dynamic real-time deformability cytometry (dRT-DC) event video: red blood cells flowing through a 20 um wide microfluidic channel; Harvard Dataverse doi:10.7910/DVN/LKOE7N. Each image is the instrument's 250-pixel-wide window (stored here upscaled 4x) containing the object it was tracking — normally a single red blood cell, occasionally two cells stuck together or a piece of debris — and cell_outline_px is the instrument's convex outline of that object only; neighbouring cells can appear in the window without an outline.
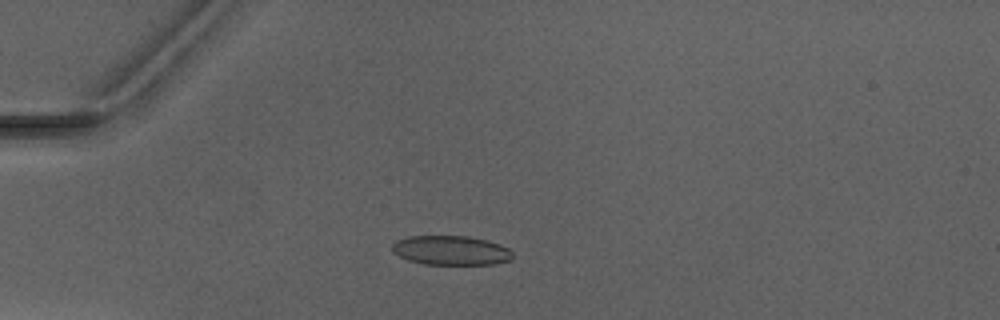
{"species": "Egyptian fruit bat (a non-hibernating species)", "species_latin": "Rousettus aegyptiacus", "temperature_condition": "warm", "stored_images_in_passage": 6, "camera_frame_rate_fps": 3000, "um_per_image_px": 0.085, "animal": {"sex": "male"}, "frame": {"image": 1, "passage_image": 4, "time_ms": 4.667, "image_size_px": [1000, 320], "cell_outline_px": [[512, 260], [492, 264], [424, 264], [408, 260], [392, 252], [392, 244], [396, 240], [408, 236], [468, 236], [488, 240], [500, 244], [508, 248], [512, 252]], "centroid_in_image_um": [38.33, 21.27], "position_along_channel_um": 46.7, "area_um2": 20.69}}
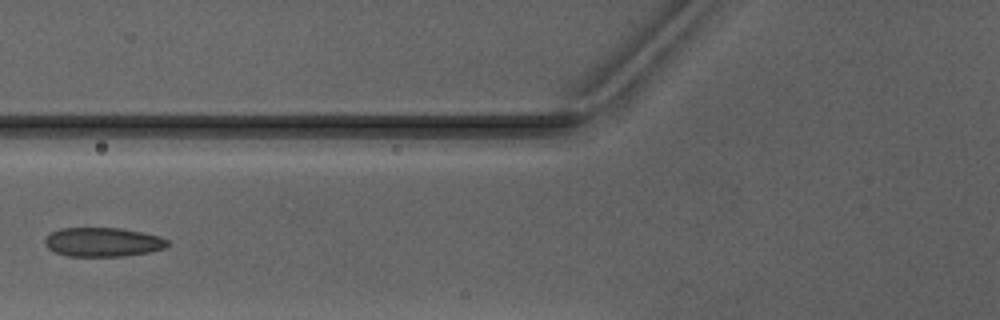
{"frame": {"image": 2, "passage_image": 6, "time_ms": 7.0, "image_size_px": [1000, 320], "cell_outline_px": [[168, 244], [164, 248], [152, 252], [124, 256], [68, 256], [56, 252], [48, 248], [44, 244], [44, 240], [52, 232], [60, 228], [120, 228], [160, 236], [168, 240]], "centroid_in_image_um": [8.75, 20.58], "position_along_channel_um": 117.0, "area_um2": 20.75}}